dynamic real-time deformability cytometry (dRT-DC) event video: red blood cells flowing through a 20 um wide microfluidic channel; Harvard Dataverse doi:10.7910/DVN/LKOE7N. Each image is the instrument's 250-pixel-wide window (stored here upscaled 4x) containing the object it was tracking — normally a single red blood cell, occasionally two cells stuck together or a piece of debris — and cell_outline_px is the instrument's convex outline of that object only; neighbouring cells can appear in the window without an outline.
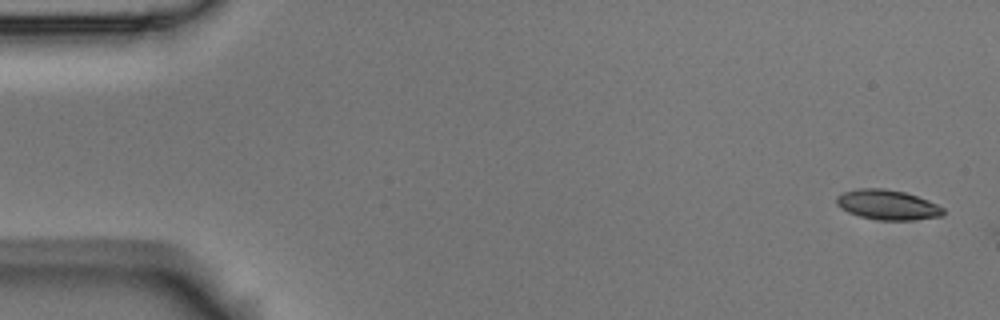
{"species": "Egyptian fruit bat (a non-hibernating species)", "species_latin": "Rousettus aegyptiacus", "temperature_condition": "room temperature", "stored_images_in_passage": 4, "camera_frame_rate_fps": 3000, "um_per_image_px": 0.085, "animal": {"sex": "male"}, "frame": {"image": 1, "passage_image": 1, "time_ms": 0.0, "image_size_px": [1000, 320], "cell_outline_px": [[944, 216], [912, 220], [880, 220], [860, 216], [848, 212], [840, 208], [836, 204], [836, 196], [844, 192], [856, 188], [884, 188], [904, 192], [928, 200], [944, 208]], "centroid_in_image_um": [75.43, 17.4], "position_along_channel_um": 9.6, "area_um2": 18.67}}
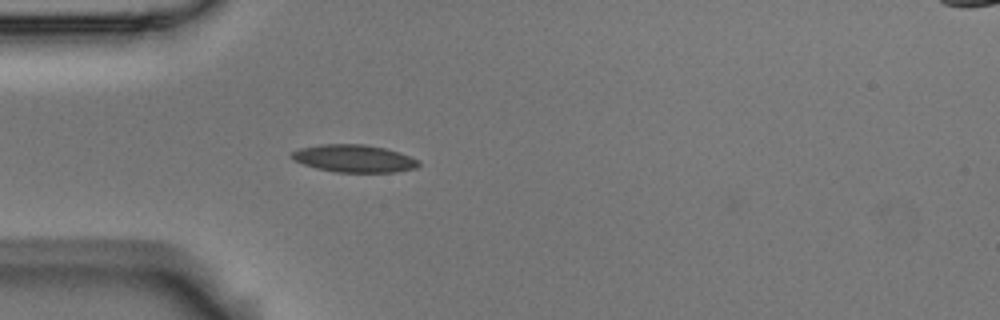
{"frame": {"image": 2, "passage_image": 4, "time_ms": 1.0, "image_size_px": [1000, 320], "cell_outline_px": [[420, 164], [416, 168], [396, 172], [336, 172], [316, 168], [292, 160], [288, 156], [292, 152], [300, 148], [320, 144], [364, 144], [384, 148], [400, 152], [420, 160]], "centroid_in_image_um": [30.09, 13.47], "position_along_channel_um": 54.9, "area_um2": 20.52}}